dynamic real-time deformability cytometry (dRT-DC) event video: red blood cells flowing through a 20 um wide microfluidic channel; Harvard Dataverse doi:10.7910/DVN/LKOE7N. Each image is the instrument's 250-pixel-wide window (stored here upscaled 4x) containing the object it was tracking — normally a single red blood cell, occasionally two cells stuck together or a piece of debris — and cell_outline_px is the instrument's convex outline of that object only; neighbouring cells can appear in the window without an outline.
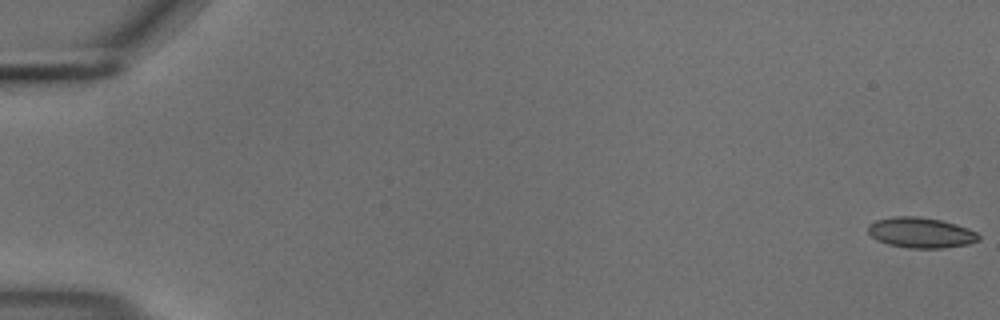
{"species": "common noctule bat (a hibernating species)", "species_latin": "Nyctalus noctula", "temperature_condition": "cold", "stored_images_in_passage": 56, "camera_frame_rate_fps": 3000, "um_per_image_px": 0.085, "animal": {"sex": "male", "body_mass_g": 18.8}, "frame": {"image": 1, "passage_image": 1, "time_ms": 0.0, "image_size_px": [1000, 320], "cell_outline_px": [[980, 240], [968, 244], [944, 248], [908, 248], [888, 244], [872, 236], [868, 232], [868, 224], [876, 220], [896, 216], [920, 216], [940, 220], [956, 224], [968, 228], [976, 232], [980, 236]], "centroid_in_image_um": [78.29, 19.77], "position_along_channel_um": 6.7, "area_um2": 19.59}}
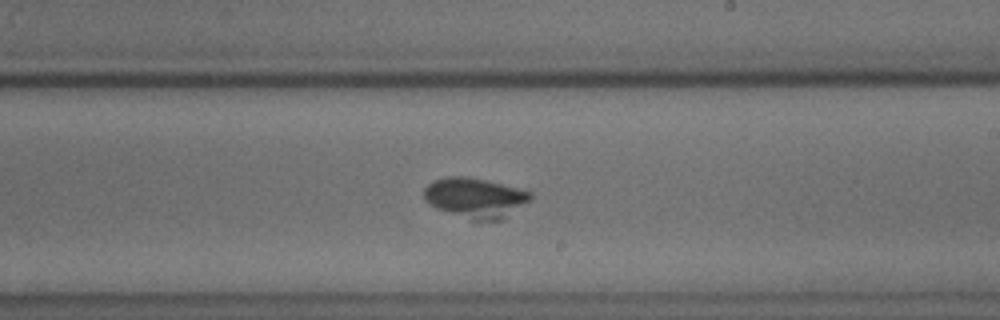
{"frame": {"image": 2, "passage_image": 34, "time_ms": 11.0, "image_size_px": [1000, 320], "cell_outline_px": [[532, 196], [528, 200], [500, 220], [472, 220], [436, 208], [428, 204], [424, 200], [424, 188], [432, 180], [448, 176], [468, 176], [524, 188], [532, 192]], "centroid_in_image_um": [40.36, 16.77], "position_along_channel_um": 248.6, "area_um2": 24.85}}
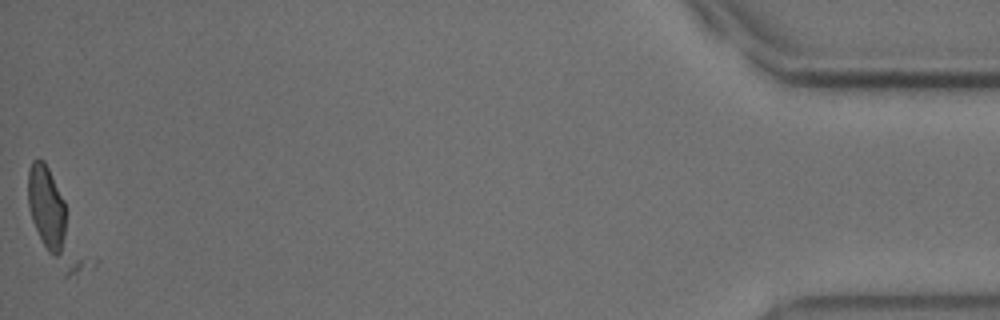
{"frame": {"image": 3, "passage_image": 56, "time_ms": 18.333, "image_size_px": [1000, 320], "cell_outline_px": [[100, 260], [92, 268], [68, 276], [64, 276], [48, 252], [32, 220], [28, 204], [28, 168], [32, 160], [44, 160]], "centroid_in_image_um": [4.92, 18.93], "position_along_channel_um": 430.3, "area_um2": 30.75}, "authors_computed_cell_mechanics": {"area_um2": 25.1719, "velocity_mm_per_s": 3.6748, "shape_relaxation_time_tau1_ms": 1.0127, "shape_relaxation_time_tau2_ms": null, "deformation_change_tau1": 0.0722, "deformation_change_tau2": null}}